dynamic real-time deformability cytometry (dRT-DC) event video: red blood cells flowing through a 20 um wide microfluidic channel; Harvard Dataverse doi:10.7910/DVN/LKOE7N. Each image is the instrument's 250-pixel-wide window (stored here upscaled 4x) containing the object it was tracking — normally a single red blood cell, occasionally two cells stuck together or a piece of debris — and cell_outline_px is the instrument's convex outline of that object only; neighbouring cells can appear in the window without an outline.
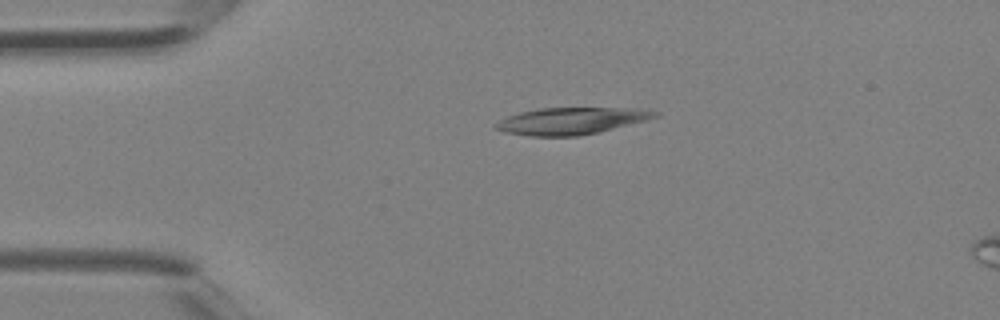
{"species": "Egyptian fruit bat (a non-hibernating species)", "species_latin": "Rousettus aegyptiacus", "temperature_condition": "room temperature", "stored_images_in_passage": 2, "camera_frame_rate_fps": 3000, "um_per_image_px": 0.085, "animal": {"sex": "female"}, "frame": {"image": 1, "passage_image": 1, "time_ms": 0.0, "image_size_px": [1000, 320], "cell_outline_px": [[660, 116], [648, 120], [596, 132], [576, 136], [528, 136], [504, 132], [496, 128], [492, 124], [508, 116], [520, 112], [536, 108], [648, 108], [660, 112]], "centroid_in_image_um": [48.59, 10.26], "position_along_channel_um": 36.4, "area_um2": 25.09}}